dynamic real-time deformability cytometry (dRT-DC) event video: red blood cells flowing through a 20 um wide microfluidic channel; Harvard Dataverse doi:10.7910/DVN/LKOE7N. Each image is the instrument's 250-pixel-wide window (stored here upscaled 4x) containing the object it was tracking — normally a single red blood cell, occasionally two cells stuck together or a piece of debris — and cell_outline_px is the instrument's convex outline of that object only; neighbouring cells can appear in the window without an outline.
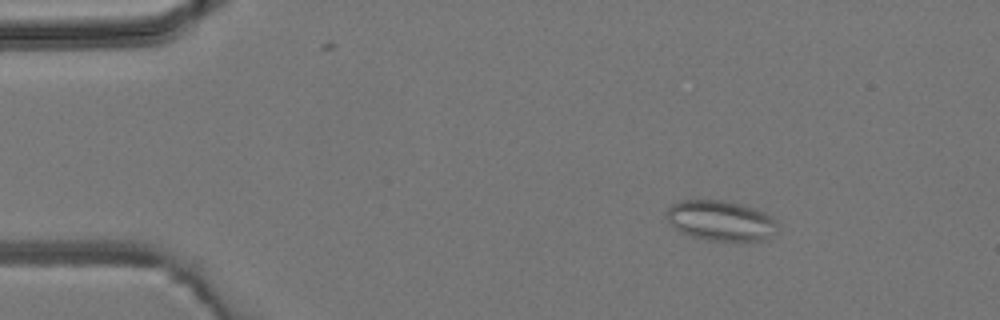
{"species": "common noctule bat (a hibernating species)", "species_latin": "Nyctalus noctula", "temperature_condition": "room temperature", "stored_images_in_passage": 4, "camera_frame_rate_fps": 3000, "um_per_image_px": 0.085, "animal": {"sex": "male", "body_mass_g": 19.2, "forearm_length_mm": 51.8}, "frame": {"image": 1, "passage_image": 2, "time_ms": 1.333, "image_size_px": [1000, 320], "cell_outline_px": [[780, 232], [764, 240], [708, 240], [692, 236], [676, 228], [664, 216], [664, 212], [672, 204], [680, 200], [724, 200], [744, 204], [756, 208], [772, 216], [776, 220], [780, 228]], "centroid_in_image_um": [61.32, 18.73], "position_along_channel_um": 23.7, "area_um2": 26.36}}